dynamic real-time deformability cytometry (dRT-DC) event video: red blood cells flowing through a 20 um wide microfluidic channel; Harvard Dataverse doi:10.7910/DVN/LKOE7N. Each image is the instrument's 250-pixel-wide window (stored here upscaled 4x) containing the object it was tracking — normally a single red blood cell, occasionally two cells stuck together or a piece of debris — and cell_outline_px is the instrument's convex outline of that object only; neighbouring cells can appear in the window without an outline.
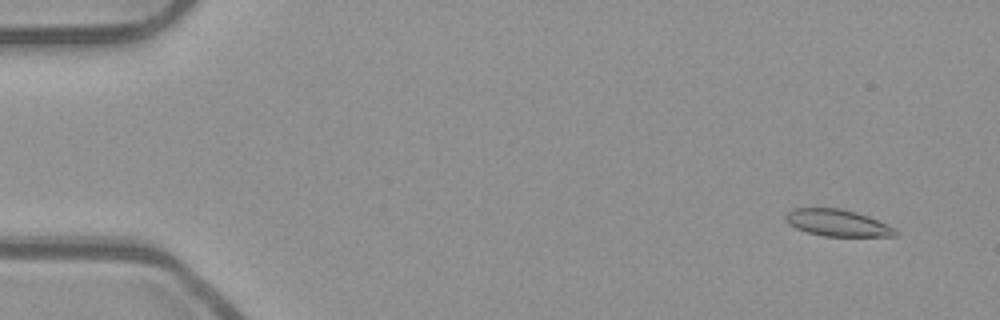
{"species": "common noctule bat (a hibernating species)", "species_latin": "Nyctalus noctula", "temperature_condition": "room temperature", "stored_images_in_passage": 54, "camera_frame_rate_fps": 3000, "um_per_image_px": 0.085, "animal": {"sex": "male", "body_mass_g": 23.1, "forearm_length_mm": 52.7}, "frame": {"image": 1, "passage_image": 4, "time_ms": 1.0, "image_size_px": [1000, 320], "cell_outline_px": [[900, 232], [896, 236], [824, 236], [808, 232], [796, 228], [788, 224], [784, 220], [784, 216], [792, 208], [840, 208], [868, 216], [896, 228]], "centroid_in_image_um": [71.18, 18.94], "position_along_channel_um": 13.8, "area_um2": 17.17}}
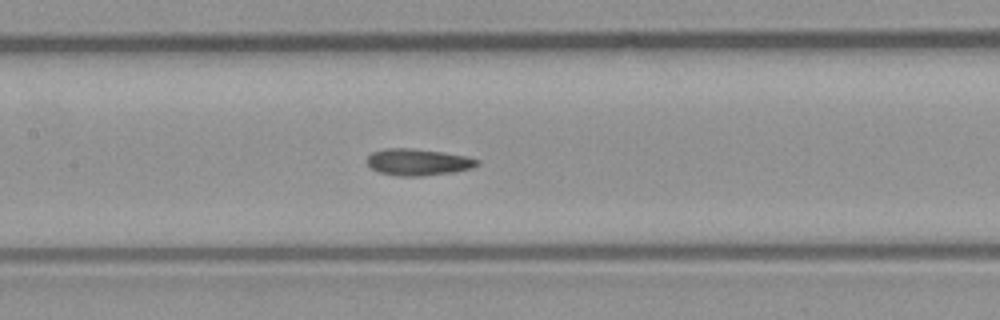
{"frame": {"image": 2, "passage_image": 26, "time_ms": 8.333, "image_size_px": [1000, 320], "cell_outline_px": [[480, 164], [472, 168], [456, 172], [424, 176], [396, 176], [380, 172], [372, 168], [368, 164], [368, 156], [372, 152], [384, 148], [408, 148], [440, 152], [464, 156], [480, 160]], "centroid_in_image_um": [35.55, 13.79], "position_along_channel_um": 171.9, "area_um2": 17.05}}
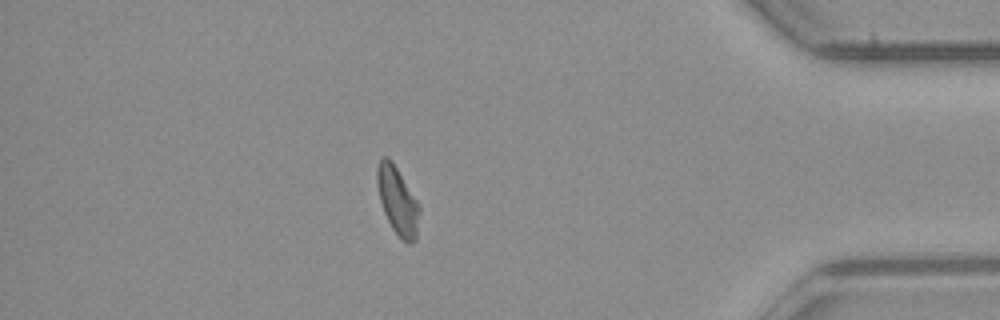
{"frame": {"image": 3, "passage_image": 47, "time_ms": 15.333, "image_size_px": [1000, 320], "cell_outline_px": [[420, 212], [416, 240], [408, 244], [400, 240], [392, 228], [384, 212], [380, 200], [376, 180], [376, 168], [380, 160], [384, 156], [388, 156], [392, 160], [416, 200], [420, 208]], "centroid_in_image_um": [33.79, 17.09], "position_along_channel_um": 401.4, "area_um2": 16.7}, "authors_computed_cell_mechanics": {"area_um2": 16.9065, "velocity_mm_per_s": 3.8686, "shape_relaxation_time_tau1_ms": null, "shape_relaxation_time_tau2_ms": 3.6088, "deformation_change_tau1": null, "deformation_change_tau2": 0.0758}}